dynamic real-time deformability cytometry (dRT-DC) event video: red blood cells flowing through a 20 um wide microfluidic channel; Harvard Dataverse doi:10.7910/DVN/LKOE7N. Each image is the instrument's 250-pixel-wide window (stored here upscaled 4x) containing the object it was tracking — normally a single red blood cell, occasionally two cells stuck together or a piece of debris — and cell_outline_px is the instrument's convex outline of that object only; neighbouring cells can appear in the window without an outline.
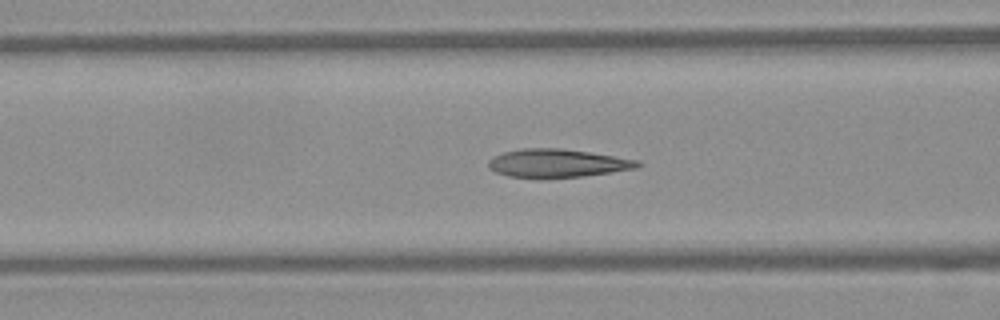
{"species": "Egyptian fruit bat (a non-hibernating species)", "species_latin": "Rousettus aegyptiacus", "temperature_condition": "warm", "stored_images_in_passage": 25, "camera_frame_rate_fps": 3000, "um_per_image_px": 0.085, "frame": {"image": 1, "passage_image": 4, "time_ms": 1.0, "image_size_px": [1000, 320], "cell_outline_px": [[644, 164], [636, 168], [612, 172], [580, 176], [544, 180], [536, 180], [508, 176], [496, 172], [488, 168], [488, 160], [492, 156], [504, 152], [524, 148], [560, 148], [592, 152], [640, 160]], "centroid_in_image_um": [47.36, 13.89], "position_along_channel_um": 119.2, "area_um2": 25.37}}
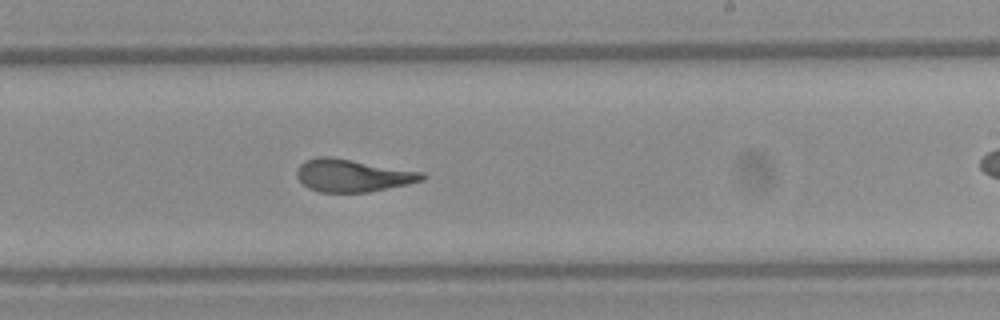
{"frame": {"image": 2, "passage_image": 14, "time_ms": 4.333, "image_size_px": [1000, 320], "cell_outline_px": [[428, 176], [424, 180], [408, 184], [368, 192], [320, 192], [308, 188], [296, 176], [296, 172], [300, 164], [304, 160], [320, 156], [328, 156], [424, 172]], "centroid_in_image_um": [29.98, 14.91], "position_along_channel_um": 259.0, "area_um2": 23.76}}
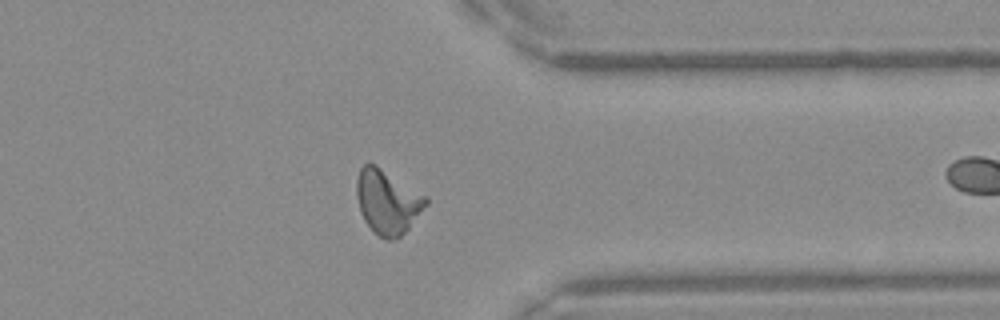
{"frame": {"image": 3, "passage_image": 23, "time_ms": 7.333, "image_size_px": [1000, 320], "cell_outline_px": [[428, 204], [408, 228], [396, 240], [384, 240], [372, 232], [364, 220], [360, 212], [356, 196], [356, 180], [360, 168], [364, 164], [376, 164], [428, 196]], "centroid_in_image_um": [32.93, 17.16], "position_along_channel_um": 378.5, "area_um2": 26.3}}